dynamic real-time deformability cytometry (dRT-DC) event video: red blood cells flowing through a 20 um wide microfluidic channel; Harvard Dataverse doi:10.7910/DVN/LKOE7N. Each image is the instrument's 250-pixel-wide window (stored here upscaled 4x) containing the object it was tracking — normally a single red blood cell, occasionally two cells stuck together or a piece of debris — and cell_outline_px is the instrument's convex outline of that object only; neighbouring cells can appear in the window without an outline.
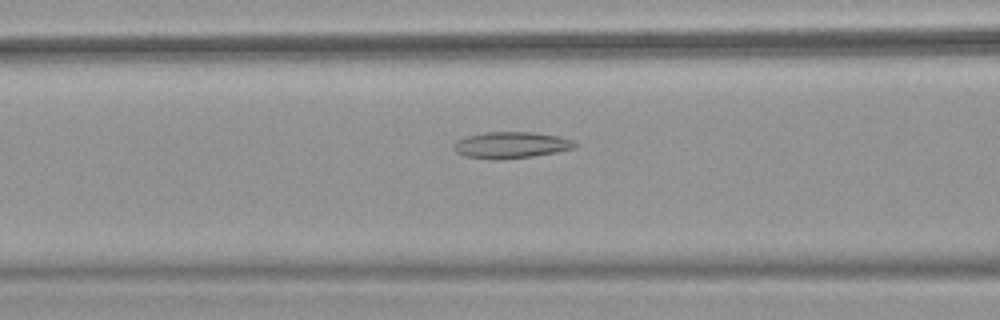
{"species": "common noctule bat (a hibernating species)", "species_latin": "Nyctalus noctula", "temperature_condition": "warm", "stored_images_in_passage": 51, "camera_frame_rate_fps": 3000, "um_per_image_px": 0.085, "animal": {"sex": "female", "body_mass_g": 18.4}, "frame": {"image": 1, "passage_image": 21, "time_ms": 6.667, "image_size_px": [1000, 320], "cell_outline_px": [[576, 148], [556, 152], [532, 156], [464, 156], [456, 152], [452, 148], [452, 144], [456, 140], [468, 136], [484, 132], [532, 132], [560, 136], [572, 140], [576, 144]], "centroid_in_image_um": [43.47, 12.27], "position_along_channel_um": 123.1, "area_um2": 17.74}}
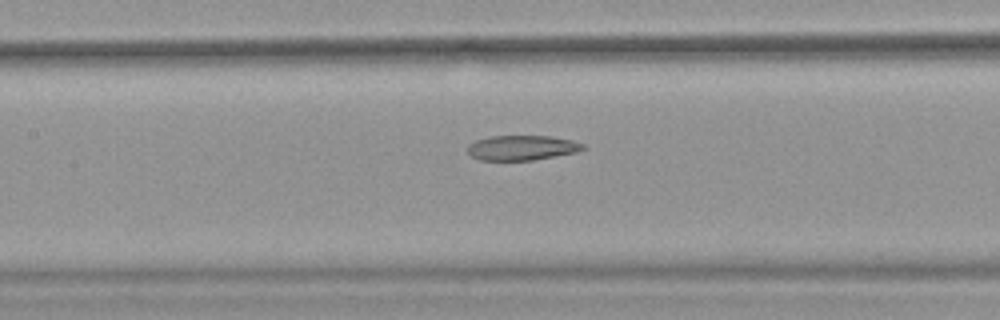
{"frame": {"image": 2, "passage_image": 24, "time_ms": 7.667, "image_size_px": [1000, 320], "cell_outline_px": [[588, 148], [576, 152], [556, 156], [532, 160], [480, 160], [472, 156], [468, 152], [468, 144], [476, 140], [488, 136], [552, 136], [572, 140], [584, 144]], "centroid_in_image_um": [44.39, 12.55], "position_along_channel_um": 163.0, "area_um2": 16.82}}
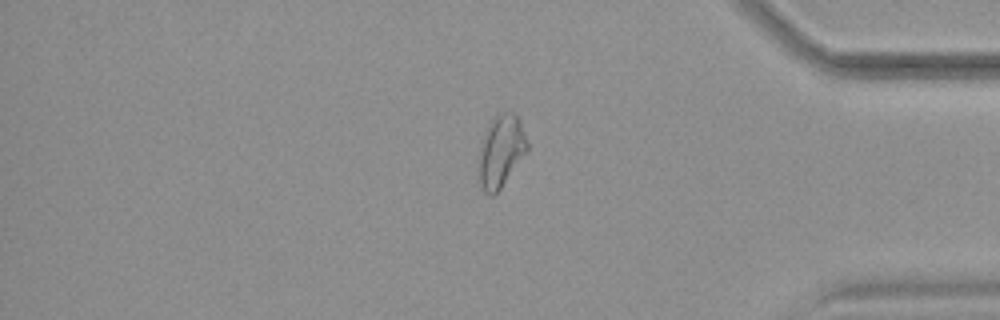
{"frame": {"image": 3, "passage_image": 43, "time_ms": 14.0, "image_size_px": [1000, 320], "cell_outline_px": [[528, 152], [500, 188], [492, 196], [488, 196], [484, 192], [480, 184], [480, 152], [488, 124], [492, 116], [496, 112], [512, 112], [520, 120], [528, 144]], "centroid_in_image_um": [42.61, 12.82], "position_along_channel_um": 392.6, "area_um2": 20.17}, "authors_computed_cell_mechanics": {"area_um2": 21.097, "velocity_mm_per_s": 3.9928, "shape_relaxation_time_tau1_ms": null, "shape_relaxation_time_tau2_ms": 5.7606, "deformation_change_tau1": null, "deformation_change_tau2": 0.1448}}